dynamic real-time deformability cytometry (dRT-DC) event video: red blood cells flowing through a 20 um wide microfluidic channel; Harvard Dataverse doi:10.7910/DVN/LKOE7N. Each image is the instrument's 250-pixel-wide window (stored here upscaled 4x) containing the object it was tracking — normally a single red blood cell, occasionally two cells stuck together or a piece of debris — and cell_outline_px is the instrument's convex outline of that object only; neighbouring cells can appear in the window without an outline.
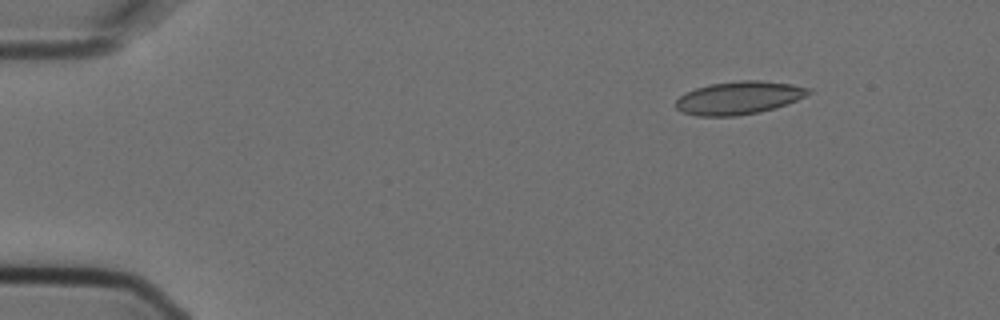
{"species": "Egyptian fruit bat (a non-hibernating species)", "species_latin": "Rousettus aegyptiacus", "temperature_condition": "cold", "stored_images_in_passage": 4, "camera_frame_rate_fps": 3000, "um_per_image_px": 0.085, "animal": {"sex": "female"}, "frame": {"image": 1, "passage_image": 1, "time_ms": 0.0, "image_size_px": [1000, 320], "cell_outline_px": [[812, 92], [796, 100], [776, 108], [760, 112], [736, 116], [696, 116], [684, 112], [676, 108], [676, 100], [680, 96], [696, 88], [708, 84], [740, 80], [760, 80], [792, 84], [812, 88]], "centroid_in_image_um": [62.83, 8.31], "position_along_channel_um": 22.2, "area_um2": 25.55}}
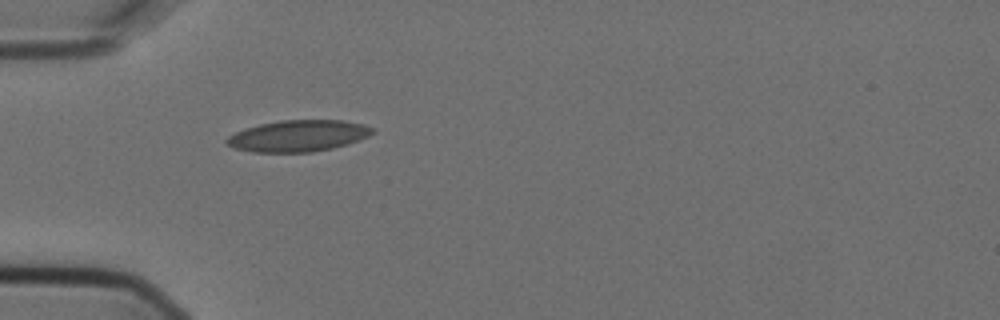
{"frame": {"image": 2, "passage_image": 3, "time_ms": 0.667, "image_size_px": [1000, 320], "cell_outline_px": [[376, 132], [368, 136], [348, 144], [332, 148], [312, 152], [252, 152], [232, 148], [224, 144], [224, 140], [228, 136], [244, 128], [260, 124], [280, 120], [344, 120], [364, 124], [376, 128]], "centroid_in_image_um": [25.34, 11.54], "position_along_channel_um": 59.7, "area_um2": 27.05}}
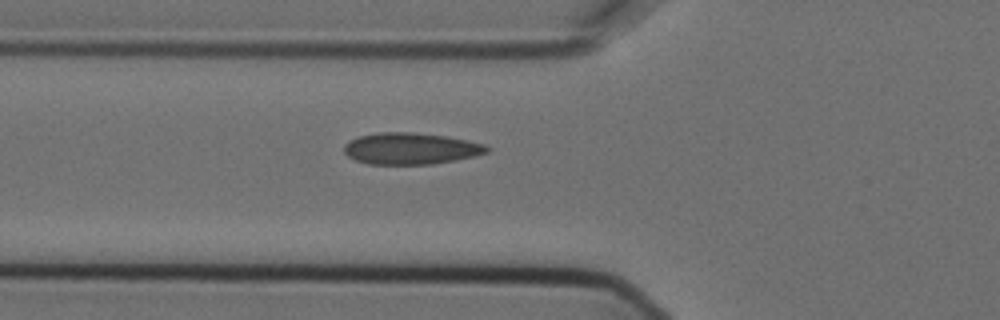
{"frame": {"image": 3, "passage_image": 4, "time_ms": 1.0, "image_size_px": [1000, 320], "cell_outline_px": [[492, 148], [488, 152], [476, 156], [456, 160], [432, 164], [368, 164], [356, 160], [348, 156], [344, 152], [344, 144], [360, 136], [380, 132], [416, 132], [448, 136], [468, 140], [484, 144]], "centroid_in_image_um": [34.96, 12.62], "position_along_channel_um": 90.8, "area_um2": 26.41}}